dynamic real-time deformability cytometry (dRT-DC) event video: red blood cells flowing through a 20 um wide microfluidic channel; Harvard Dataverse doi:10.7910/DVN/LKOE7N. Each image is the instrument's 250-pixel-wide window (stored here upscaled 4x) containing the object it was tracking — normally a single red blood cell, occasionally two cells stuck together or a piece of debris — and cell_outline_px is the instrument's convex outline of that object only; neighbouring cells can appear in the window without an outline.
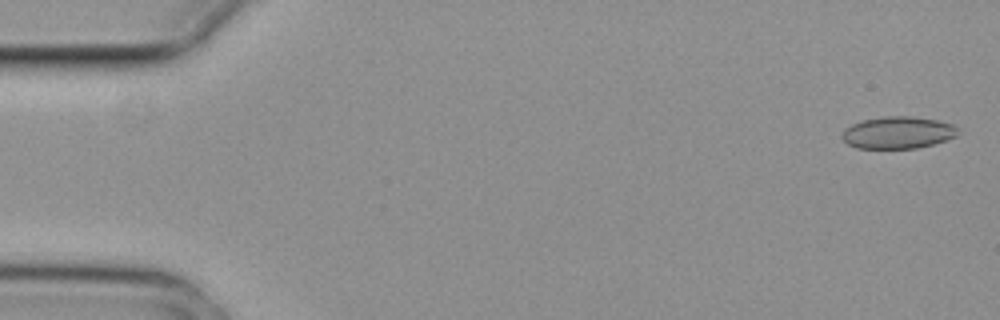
{"species": "common noctule bat (a hibernating species)", "species_latin": "Nyctalus noctula", "temperature_condition": "cold", "stored_images_in_passage": 6, "camera_frame_rate_fps": 3000, "um_per_image_px": 0.085, "animal": {"sex": "female", "body_mass_g": 29.2, "forearm_length_mm": 56.3}, "frame": {"image": 1, "passage_image": 1, "time_ms": 0.0, "image_size_px": [1000, 320], "cell_outline_px": [[956, 136], [932, 144], [916, 148], [856, 148], [848, 144], [840, 136], [852, 124], [864, 120], [884, 116], [912, 116], [936, 120], [952, 124], [956, 128]], "centroid_in_image_um": [76.3, 11.27], "position_along_channel_um": 8.7, "area_um2": 21.27}}
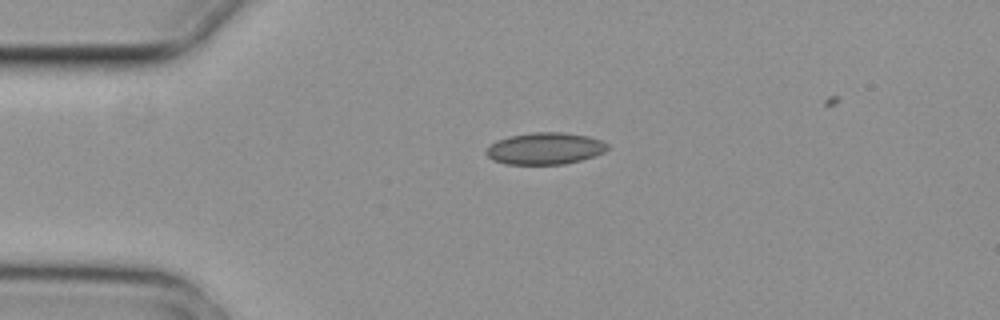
{"frame": {"image": 2, "passage_image": 4, "time_ms": 1.0, "image_size_px": [1000, 320], "cell_outline_px": [[608, 148], [604, 152], [580, 160], [564, 164], [504, 164], [492, 160], [484, 152], [496, 140], [508, 136], [532, 132], [564, 132], [588, 136], [600, 140], [608, 144]], "centroid_in_image_um": [46.3, 12.61], "position_along_channel_um": 38.7, "area_um2": 22.48}}
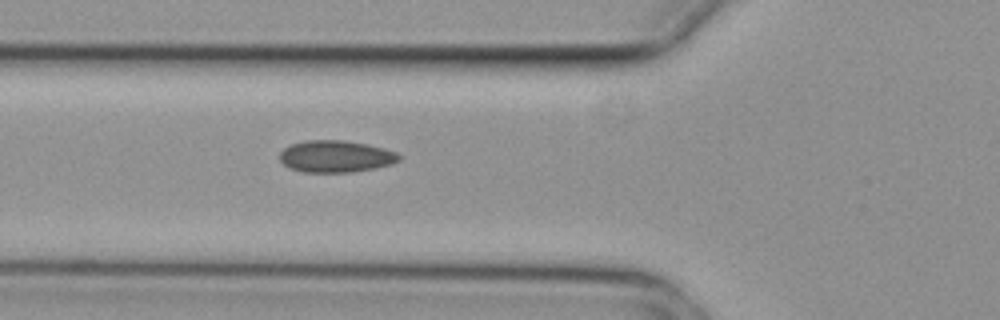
{"frame": {"image": 3, "passage_image": 6, "time_ms": 1.667, "image_size_px": [1000, 320], "cell_outline_px": [[400, 160], [392, 164], [352, 172], [304, 172], [288, 168], [280, 160], [280, 152], [284, 148], [292, 144], [304, 140], [344, 140], [368, 144], [384, 148], [396, 152], [400, 156]], "centroid_in_image_um": [28.53, 13.29], "position_along_channel_um": 97.3, "area_um2": 22.2}}